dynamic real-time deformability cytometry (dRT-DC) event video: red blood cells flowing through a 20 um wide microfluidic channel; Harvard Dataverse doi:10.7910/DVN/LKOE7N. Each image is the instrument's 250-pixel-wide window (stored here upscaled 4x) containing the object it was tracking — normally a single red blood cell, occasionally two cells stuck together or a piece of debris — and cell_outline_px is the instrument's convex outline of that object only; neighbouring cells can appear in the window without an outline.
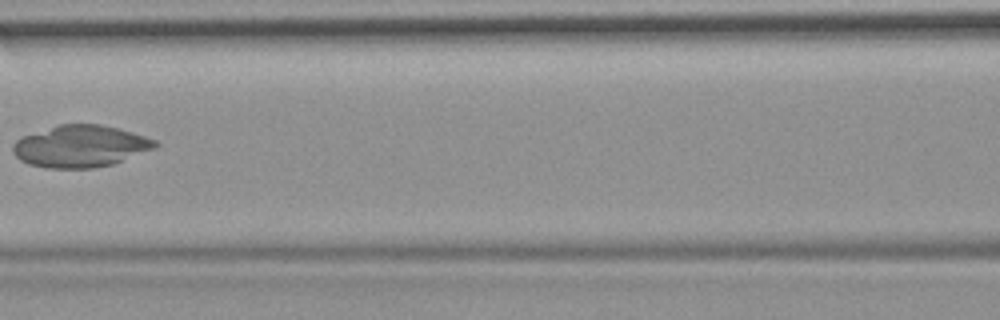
{"species": "common noctule bat (a hibernating species)", "species_latin": "Nyctalus noctula", "temperature_condition": "room temperature", "stored_images_in_passage": 8, "camera_frame_rate_fps": 3000, "um_per_image_px": 0.085, "animal": {"sex": "female", "body_mass_g": 19.9}, "frame": {"image": 1, "passage_image": 7, "time_ms": 8.0, "image_size_px": [1000, 320], "cell_outline_px": [[160, 144], [156, 148], [112, 164], [92, 168], [48, 168], [28, 164], [20, 160], [12, 152], [12, 148], [16, 140], [24, 136], [60, 124], [100, 124], [132, 132], [156, 140]], "centroid_in_image_um": [6.85, 12.44], "position_along_channel_um": 159.8, "area_um2": 34.51}}
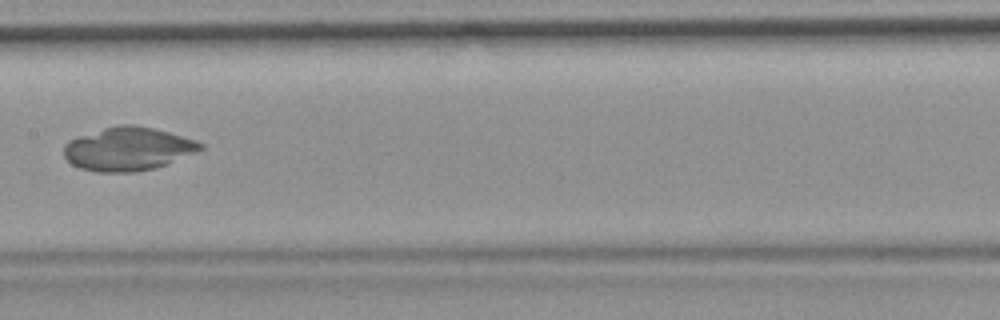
{"frame": {"image": 2, "passage_image": 8, "time_ms": 9.0, "image_size_px": [1000, 320], "cell_outline_px": [[204, 148], [196, 152], [168, 164], [156, 168], [136, 172], [96, 172], [80, 168], [72, 164], [64, 156], [64, 144], [68, 140], [116, 124], [136, 124], [168, 132], [196, 140], [204, 144]], "centroid_in_image_um": [10.89, 12.66], "position_along_channel_um": 196.5, "area_um2": 34.68}}